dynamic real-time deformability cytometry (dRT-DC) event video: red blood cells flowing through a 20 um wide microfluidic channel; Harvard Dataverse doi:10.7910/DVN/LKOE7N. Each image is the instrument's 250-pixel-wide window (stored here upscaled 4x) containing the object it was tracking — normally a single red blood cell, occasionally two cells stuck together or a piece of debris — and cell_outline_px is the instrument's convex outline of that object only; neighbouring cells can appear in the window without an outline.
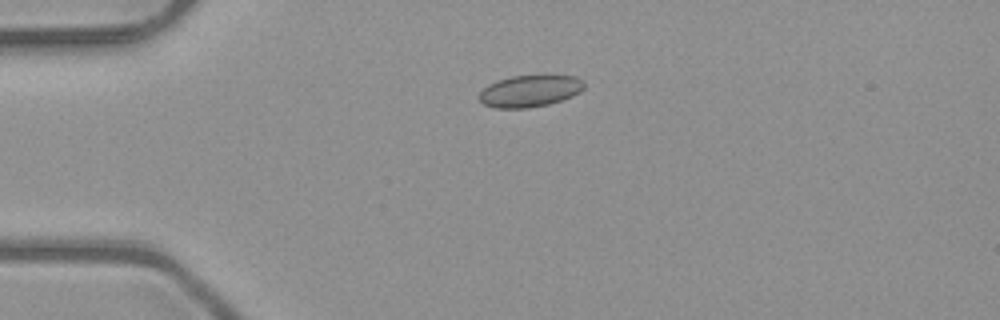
{"species": "common noctule bat (a hibernating species)", "species_latin": "Nyctalus noctula", "temperature_condition": "room temperature", "stored_images_in_passage": 5, "camera_frame_rate_fps": 3000, "um_per_image_px": 0.085, "animal": {"sex": "male", "body_mass_g": 23.1, "forearm_length_mm": 52.7}, "frame": {"image": 1, "passage_image": 4, "time_ms": 1.0, "image_size_px": [1000, 320], "cell_outline_px": [[584, 88], [580, 92], [572, 96], [548, 104], [528, 108], [496, 108], [484, 104], [480, 100], [480, 92], [488, 84], [496, 80], [512, 76], [544, 72], [576, 76], [584, 80]], "centroid_in_image_um": [45.1, 7.67], "position_along_channel_um": 39.9, "area_um2": 20.23}}